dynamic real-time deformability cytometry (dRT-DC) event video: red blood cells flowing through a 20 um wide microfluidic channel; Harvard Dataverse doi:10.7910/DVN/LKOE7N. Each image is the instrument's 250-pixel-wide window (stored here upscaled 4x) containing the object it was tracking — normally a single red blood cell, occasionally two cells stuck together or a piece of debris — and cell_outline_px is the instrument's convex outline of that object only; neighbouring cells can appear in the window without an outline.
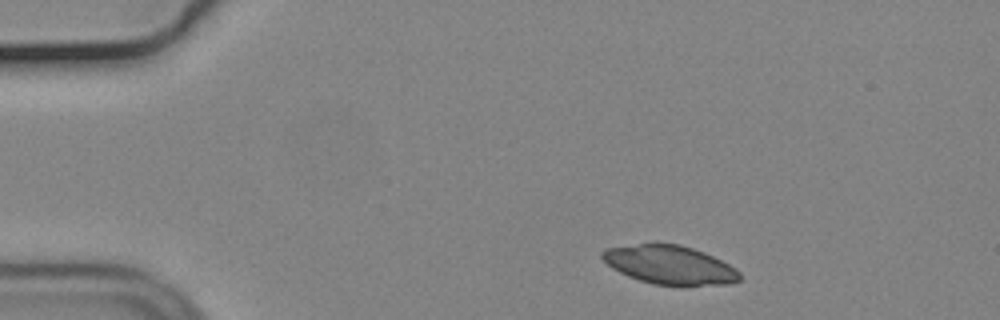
{"species": "common noctule bat (a hibernating species)", "species_latin": "Nyctalus noctula", "temperature_condition": "cold", "stored_images_in_passage": 47, "camera_frame_rate_fps": 3000, "um_per_image_px": 0.085, "animal": {"sex": "male", "body_mass_g": 19.2, "forearm_length_mm": 51.8}, "frame": {"image": 1, "passage_image": 1, "time_ms": 0.0, "image_size_px": [1000, 320], "cell_outline_px": [[740, 280], [728, 284], [680, 288], [652, 284], [628, 276], [612, 268], [600, 256], [600, 252], [604, 248], [640, 244], [680, 244], [704, 252], [736, 268], [740, 272]], "centroid_in_image_um": [56.95, 22.56], "position_along_channel_um": 28.0, "area_um2": 31.56}}